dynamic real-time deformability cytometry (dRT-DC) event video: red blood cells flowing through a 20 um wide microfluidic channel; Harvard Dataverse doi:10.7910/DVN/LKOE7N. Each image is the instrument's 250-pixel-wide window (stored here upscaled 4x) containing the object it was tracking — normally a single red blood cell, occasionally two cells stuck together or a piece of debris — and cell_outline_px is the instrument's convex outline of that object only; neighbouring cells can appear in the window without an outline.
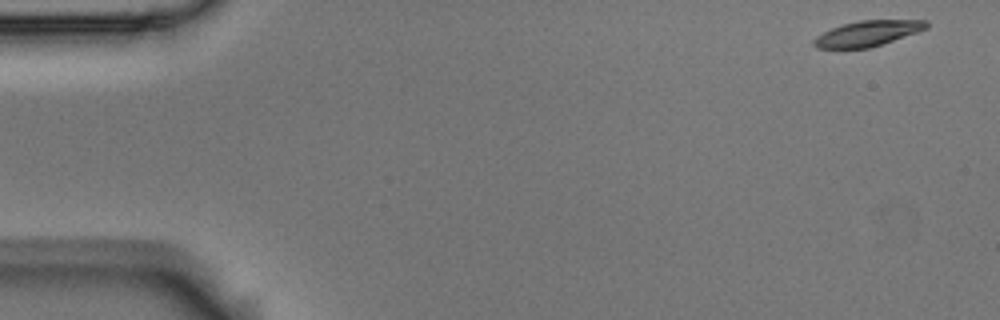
{"species": "Egyptian fruit bat (a non-hibernating species)", "species_latin": "Rousettus aegyptiacus", "temperature_condition": "room temperature", "stored_images_in_passage": 50, "camera_frame_rate_fps": 3000, "um_per_image_px": 0.085, "animal": {"sex": "male"}, "frame": {"image": 1, "passage_image": 1, "time_ms": 0.0, "image_size_px": [1000, 320], "cell_outline_px": [[928, 28], [868, 48], [816, 48], [812, 44], [812, 40], [816, 36], [832, 28], [844, 24], [860, 20], [928, 20]], "centroid_in_image_um": [73.71, 2.84], "position_along_channel_um": 11.3, "area_um2": 16.42}}
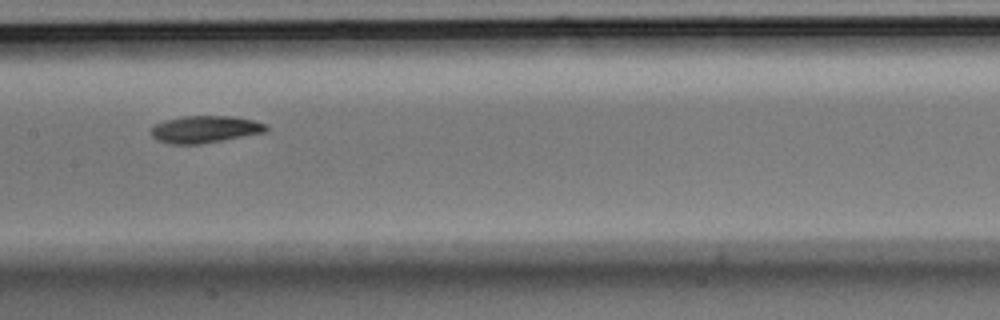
{"frame": {"image": 2, "passage_image": 26, "time_ms": 8.333, "image_size_px": [1000, 320], "cell_outline_px": [[268, 132], [200, 144], [168, 144], [156, 140], [148, 132], [156, 124], [164, 120], [180, 116], [232, 116], [252, 120], [268, 124]], "centroid_in_image_um": [17.41, 10.99], "position_along_channel_um": 190.0, "area_um2": 18.44}}
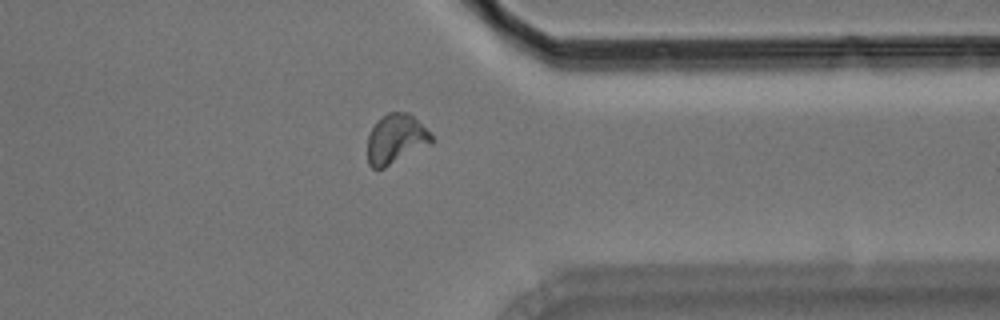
{"frame": {"image": 3, "passage_image": 42, "time_ms": 13.667, "image_size_px": [1000, 320], "cell_outline_px": [[432, 144], [384, 168], [372, 168], [368, 164], [368, 136], [372, 128], [388, 112], [408, 112], [432, 136]], "centroid_in_image_um": [33.64, 11.84], "position_along_channel_um": 377.8, "area_um2": 18.09}}